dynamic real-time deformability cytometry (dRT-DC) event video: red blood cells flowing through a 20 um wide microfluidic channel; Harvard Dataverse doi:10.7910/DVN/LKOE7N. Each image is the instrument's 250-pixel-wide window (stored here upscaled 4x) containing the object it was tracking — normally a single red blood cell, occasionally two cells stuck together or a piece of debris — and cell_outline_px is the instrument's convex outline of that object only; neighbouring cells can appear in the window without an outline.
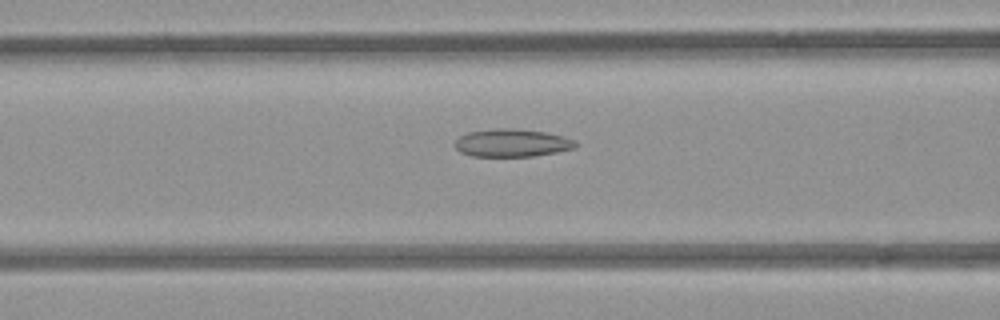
{"species": "common noctule bat (a hibernating species)", "species_latin": "Nyctalus noctula", "temperature_condition": "room temperature", "stored_images_in_passage": 36, "camera_frame_rate_fps": 3000, "um_per_image_px": 0.085, "animal": {"sex": "female", "body_mass_g": 21.9}, "frame": {"image": 1, "passage_image": 5, "time_ms": 1.333, "image_size_px": [1000, 320], "cell_outline_px": [[580, 144], [576, 148], [556, 152], [532, 156], [472, 156], [460, 152], [456, 148], [456, 140], [460, 136], [468, 132], [496, 128], [516, 128], [544, 132], [564, 136], [576, 140]], "centroid_in_image_um": [43.57, 12.14], "position_along_channel_um": 123.0, "area_um2": 19.65}}
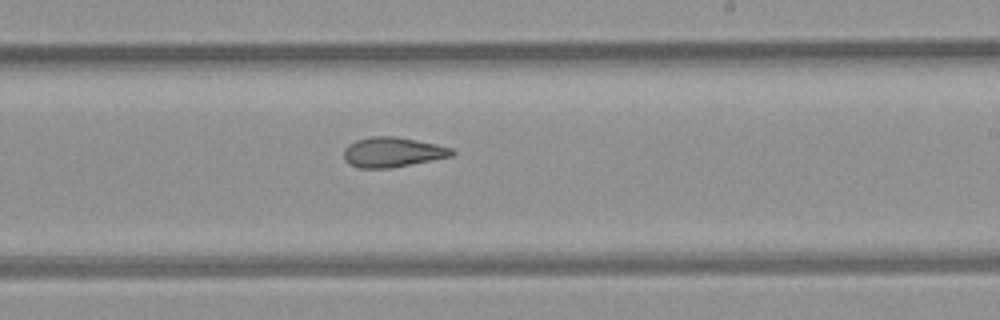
{"frame": {"image": 2, "passage_image": 15, "time_ms": 4.667, "image_size_px": [1000, 320], "cell_outline_px": [[456, 152], [452, 156], [392, 168], [360, 168], [348, 164], [344, 160], [344, 148], [348, 144], [356, 140], [372, 136], [396, 136], [436, 144], [452, 148]], "centroid_in_image_um": [33.35, 12.93], "position_along_channel_um": 255.7, "area_um2": 18.96}}
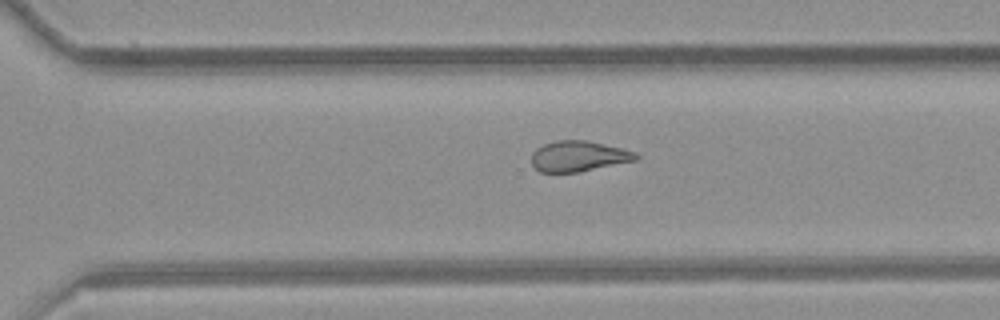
{"frame": {"image": 3, "passage_image": 20, "time_ms": 6.333, "image_size_px": [1000, 320], "cell_outline_px": [[640, 156], [636, 160], [576, 172], [540, 172], [532, 164], [532, 152], [536, 148], [544, 144], [556, 140], [588, 140], [636, 152]], "centroid_in_image_um": [49.16, 13.26], "position_along_channel_um": 321.4, "area_um2": 18.44}, "authors_computed_cell_mechanics": {"area_um2": 19.3919, "velocity_mm_per_s": 3.9719, "shape_relaxation_time_tau1_ms": null, "shape_relaxation_time_tau2_ms": 3.3649, "deformation_change_tau1": null, "deformation_change_tau2": 0.1075}}